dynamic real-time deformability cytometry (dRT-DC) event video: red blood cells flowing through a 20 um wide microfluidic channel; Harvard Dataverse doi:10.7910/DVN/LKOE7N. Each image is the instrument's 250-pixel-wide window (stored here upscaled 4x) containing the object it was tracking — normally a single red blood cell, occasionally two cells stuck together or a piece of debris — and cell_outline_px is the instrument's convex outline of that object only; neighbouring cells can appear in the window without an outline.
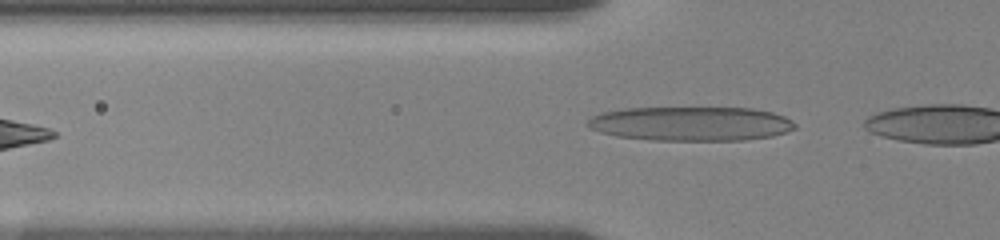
{"species": "human", "species_latin": "Homo sapiens", "temperature_condition": "room temperature", "stored_images_in_passage": 15, "camera_frame_rate_fps": 3000, "um_per_image_px": 0.085, "donor": {"sex": "female"}, "frame": {"image": 1, "passage_image": 15, "time_ms": 8.0, "image_size_px": [1000, 240], "cell_outline_px": [[796, 128], [772, 136], [744, 140], [652, 140], [616, 136], [600, 132], [588, 128], [584, 124], [592, 116], [600, 112], [624, 108], [752, 108], [772, 112], [784, 116], [792, 120], [796, 124]], "centroid_in_image_um": [58.69, 10.51], "position_along_channel_um": 67.1, "area_um2": 41.56}}